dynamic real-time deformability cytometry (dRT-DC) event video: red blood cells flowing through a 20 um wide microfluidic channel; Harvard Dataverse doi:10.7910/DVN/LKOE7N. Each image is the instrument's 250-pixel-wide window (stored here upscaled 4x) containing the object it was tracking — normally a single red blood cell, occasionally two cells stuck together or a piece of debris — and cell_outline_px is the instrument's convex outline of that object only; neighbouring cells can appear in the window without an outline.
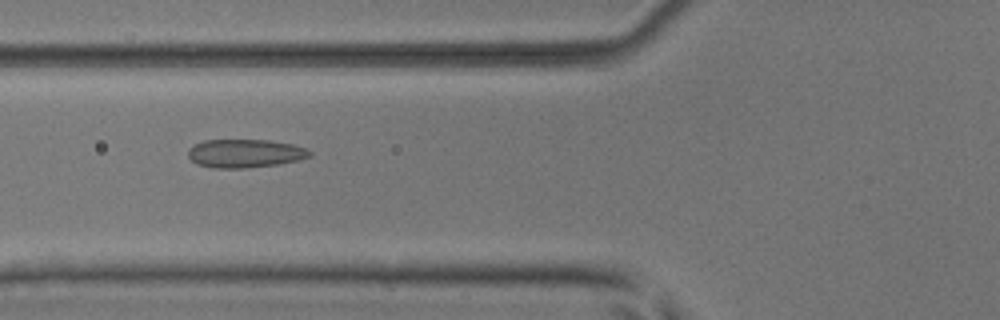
{"species": "common noctule bat (a hibernating species)", "species_latin": "Nyctalus noctula", "temperature_condition": "room temperature", "stored_images_in_passage": 43, "camera_frame_rate_fps": 3000, "um_per_image_px": 0.085, "animal": {"sex": "male", "body_mass_g": 17.9, "forearm_length_mm": 54.2}, "frame": {"image": 1, "passage_image": 12, "time_ms": 3.667, "image_size_px": [1000, 320], "cell_outline_px": [[312, 156], [280, 164], [244, 168], [212, 168], [196, 164], [188, 156], [188, 148], [204, 140], [268, 140], [292, 144], [308, 148], [312, 152]], "centroid_in_image_um": [20.83, 13.04], "position_along_channel_um": 105.0, "area_um2": 20.23}}
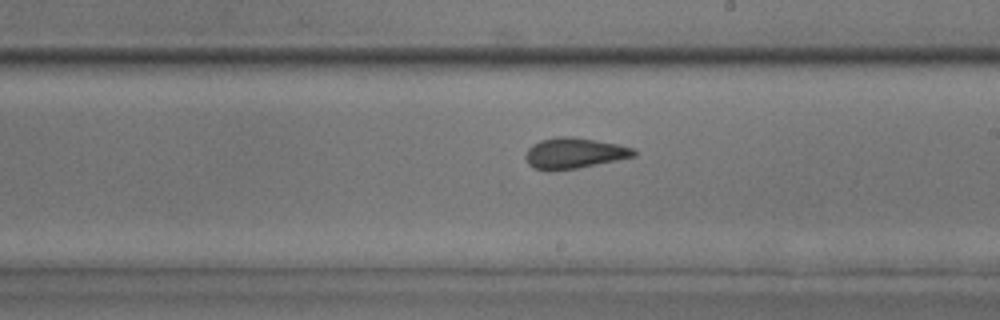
{"frame": {"image": 2, "passage_image": 22, "time_ms": 7.0, "image_size_px": [1000, 320], "cell_outline_px": [[636, 156], [576, 168], [552, 172], [532, 168], [528, 164], [524, 156], [528, 148], [532, 144], [540, 140], [556, 136], [572, 136], [616, 144], [636, 148]], "centroid_in_image_um": [48.75, 13.02], "position_along_channel_um": 240.2, "area_um2": 19.59}}
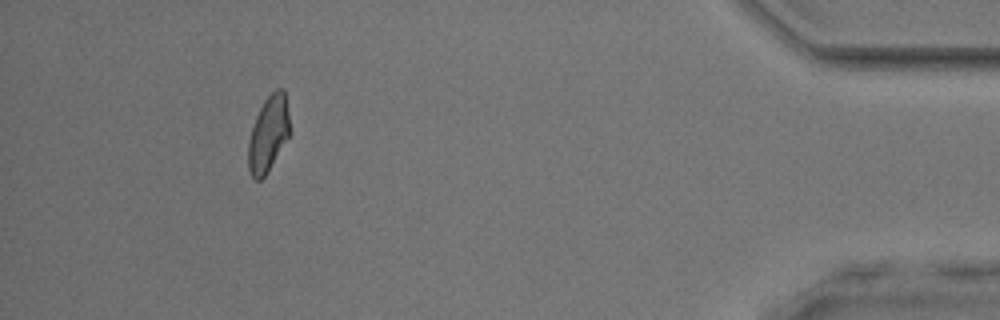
{"frame": {"image": 3, "passage_image": 39, "time_ms": 12.667, "image_size_px": [1000, 320], "cell_outline_px": [[288, 136], [264, 176], [260, 180], [256, 180], [252, 176], [248, 168], [248, 144], [252, 128], [256, 116], [264, 100], [276, 88], [284, 88], [288, 112]], "centroid_in_image_um": [22.78, 11.34], "position_along_channel_um": 412.4, "area_um2": 17.69}, "authors_computed_cell_mechanics": {"area_um2": 19.1896, "velocity_mm_per_s": 4.0713, "shape_relaxation_time_tau1_ms": null, "shape_relaxation_time_tau2_ms": 1.1222, "deformation_change_tau1": null, "deformation_change_tau2": 0.0632}}